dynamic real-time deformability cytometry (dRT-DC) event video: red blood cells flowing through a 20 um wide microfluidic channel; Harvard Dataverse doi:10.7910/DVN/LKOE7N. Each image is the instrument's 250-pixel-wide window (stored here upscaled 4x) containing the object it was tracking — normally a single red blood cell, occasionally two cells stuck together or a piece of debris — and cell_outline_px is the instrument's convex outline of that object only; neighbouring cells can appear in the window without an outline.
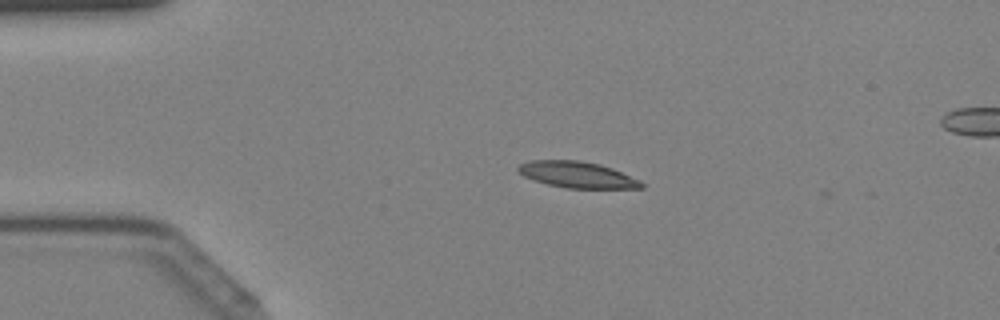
{"species": "Egyptian fruit bat (a non-hibernating species)", "species_latin": "Rousettus aegyptiacus", "temperature_condition": "cold", "stored_images_in_passage": 10, "camera_frame_rate_fps": 3000, "um_per_image_px": 0.085, "animal": {"sex": "female"}, "frame": {"image": 1, "passage_image": 9, "time_ms": 2.667, "image_size_px": [1000, 320], "cell_outline_px": [[644, 188], [568, 188], [548, 184], [524, 176], [516, 168], [520, 164], [528, 160], [580, 160], [600, 164], [612, 168], [640, 180], [644, 184]], "centroid_in_image_um": [49.08, 14.84], "position_along_channel_um": 35.9, "area_um2": 18.73}}